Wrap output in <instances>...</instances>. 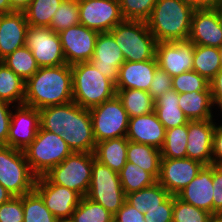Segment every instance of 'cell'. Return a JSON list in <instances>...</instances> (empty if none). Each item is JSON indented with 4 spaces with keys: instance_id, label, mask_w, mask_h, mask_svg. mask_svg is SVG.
Listing matches in <instances>:
<instances>
[{
    "instance_id": "obj_1",
    "label": "cell",
    "mask_w": 222,
    "mask_h": 222,
    "mask_svg": "<svg viewBox=\"0 0 222 222\" xmlns=\"http://www.w3.org/2000/svg\"><path fill=\"white\" fill-rule=\"evenodd\" d=\"M71 101H73L71 65L40 67L25 82V105L40 110Z\"/></svg>"
},
{
    "instance_id": "obj_2",
    "label": "cell",
    "mask_w": 222,
    "mask_h": 222,
    "mask_svg": "<svg viewBox=\"0 0 222 222\" xmlns=\"http://www.w3.org/2000/svg\"><path fill=\"white\" fill-rule=\"evenodd\" d=\"M193 12L180 0H157L146 23L157 43L188 40Z\"/></svg>"
},
{
    "instance_id": "obj_3",
    "label": "cell",
    "mask_w": 222,
    "mask_h": 222,
    "mask_svg": "<svg viewBox=\"0 0 222 222\" xmlns=\"http://www.w3.org/2000/svg\"><path fill=\"white\" fill-rule=\"evenodd\" d=\"M73 101L85 109L100 105L116 95L115 84L90 62L71 65Z\"/></svg>"
},
{
    "instance_id": "obj_4",
    "label": "cell",
    "mask_w": 222,
    "mask_h": 222,
    "mask_svg": "<svg viewBox=\"0 0 222 222\" xmlns=\"http://www.w3.org/2000/svg\"><path fill=\"white\" fill-rule=\"evenodd\" d=\"M109 33L120 47L125 61L143 62L155 57L157 42L146 21L123 20Z\"/></svg>"
},
{
    "instance_id": "obj_5",
    "label": "cell",
    "mask_w": 222,
    "mask_h": 222,
    "mask_svg": "<svg viewBox=\"0 0 222 222\" xmlns=\"http://www.w3.org/2000/svg\"><path fill=\"white\" fill-rule=\"evenodd\" d=\"M23 152L31 171L37 177L45 175L72 153L60 135L48 132L41 127L34 141Z\"/></svg>"
},
{
    "instance_id": "obj_6",
    "label": "cell",
    "mask_w": 222,
    "mask_h": 222,
    "mask_svg": "<svg viewBox=\"0 0 222 222\" xmlns=\"http://www.w3.org/2000/svg\"><path fill=\"white\" fill-rule=\"evenodd\" d=\"M94 153L72 152L59 165L51 168L44 176L51 182L77 192L81 197L88 193L91 182Z\"/></svg>"
},
{
    "instance_id": "obj_7",
    "label": "cell",
    "mask_w": 222,
    "mask_h": 222,
    "mask_svg": "<svg viewBox=\"0 0 222 222\" xmlns=\"http://www.w3.org/2000/svg\"><path fill=\"white\" fill-rule=\"evenodd\" d=\"M37 176L31 171L22 150L0 146V184L13 196L34 190Z\"/></svg>"
},
{
    "instance_id": "obj_8",
    "label": "cell",
    "mask_w": 222,
    "mask_h": 222,
    "mask_svg": "<svg viewBox=\"0 0 222 222\" xmlns=\"http://www.w3.org/2000/svg\"><path fill=\"white\" fill-rule=\"evenodd\" d=\"M91 174V182L86 197L100 204L114 215L126 200L119 173L95 159Z\"/></svg>"
},
{
    "instance_id": "obj_9",
    "label": "cell",
    "mask_w": 222,
    "mask_h": 222,
    "mask_svg": "<svg viewBox=\"0 0 222 222\" xmlns=\"http://www.w3.org/2000/svg\"><path fill=\"white\" fill-rule=\"evenodd\" d=\"M89 111L96 143L107 139L126 137L130 117L117 95L92 107Z\"/></svg>"
},
{
    "instance_id": "obj_10",
    "label": "cell",
    "mask_w": 222,
    "mask_h": 222,
    "mask_svg": "<svg viewBox=\"0 0 222 222\" xmlns=\"http://www.w3.org/2000/svg\"><path fill=\"white\" fill-rule=\"evenodd\" d=\"M25 46L32 52L39 68L66 64L59 34L50 27L29 26Z\"/></svg>"
},
{
    "instance_id": "obj_11",
    "label": "cell",
    "mask_w": 222,
    "mask_h": 222,
    "mask_svg": "<svg viewBox=\"0 0 222 222\" xmlns=\"http://www.w3.org/2000/svg\"><path fill=\"white\" fill-rule=\"evenodd\" d=\"M60 137L72 152L94 153L96 141L89 109L82 108L74 101L69 102L67 130Z\"/></svg>"
},
{
    "instance_id": "obj_12",
    "label": "cell",
    "mask_w": 222,
    "mask_h": 222,
    "mask_svg": "<svg viewBox=\"0 0 222 222\" xmlns=\"http://www.w3.org/2000/svg\"><path fill=\"white\" fill-rule=\"evenodd\" d=\"M34 190L58 220L71 219L72 213L82 198L67 187L51 183L44 175L36 178Z\"/></svg>"
},
{
    "instance_id": "obj_13",
    "label": "cell",
    "mask_w": 222,
    "mask_h": 222,
    "mask_svg": "<svg viewBox=\"0 0 222 222\" xmlns=\"http://www.w3.org/2000/svg\"><path fill=\"white\" fill-rule=\"evenodd\" d=\"M80 24L99 33L109 32L124 20L118 0H87L79 3Z\"/></svg>"
},
{
    "instance_id": "obj_14",
    "label": "cell",
    "mask_w": 222,
    "mask_h": 222,
    "mask_svg": "<svg viewBox=\"0 0 222 222\" xmlns=\"http://www.w3.org/2000/svg\"><path fill=\"white\" fill-rule=\"evenodd\" d=\"M58 34L66 64L73 65L91 60L99 32L77 24Z\"/></svg>"
},
{
    "instance_id": "obj_15",
    "label": "cell",
    "mask_w": 222,
    "mask_h": 222,
    "mask_svg": "<svg viewBox=\"0 0 222 222\" xmlns=\"http://www.w3.org/2000/svg\"><path fill=\"white\" fill-rule=\"evenodd\" d=\"M188 40L196 45L222 46L221 7L194 10Z\"/></svg>"
},
{
    "instance_id": "obj_16",
    "label": "cell",
    "mask_w": 222,
    "mask_h": 222,
    "mask_svg": "<svg viewBox=\"0 0 222 222\" xmlns=\"http://www.w3.org/2000/svg\"><path fill=\"white\" fill-rule=\"evenodd\" d=\"M7 146L24 151L35 139L40 128L39 109L21 104L13 106Z\"/></svg>"
},
{
    "instance_id": "obj_17",
    "label": "cell",
    "mask_w": 222,
    "mask_h": 222,
    "mask_svg": "<svg viewBox=\"0 0 222 222\" xmlns=\"http://www.w3.org/2000/svg\"><path fill=\"white\" fill-rule=\"evenodd\" d=\"M195 44L190 40L158 42L155 58L158 67L172 77L193 69Z\"/></svg>"
},
{
    "instance_id": "obj_18",
    "label": "cell",
    "mask_w": 222,
    "mask_h": 222,
    "mask_svg": "<svg viewBox=\"0 0 222 222\" xmlns=\"http://www.w3.org/2000/svg\"><path fill=\"white\" fill-rule=\"evenodd\" d=\"M204 165L194 159H161L157 182L176 196L198 174Z\"/></svg>"
},
{
    "instance_id": "obj_19",
    "label": "cell",
    "mask_w": 222,
    "mask_h": 222,
    "mask_svg": "<svg viewBox=\"0 0 222 222\" xmlns=\"http://www.w3.org/2000/svg\"><path fill=\"white\" fill-rule=\"evenodd\" d=\"M89 62L116 84L120 66L125 59L114 37L109 32H102L98 34L94 54Z\"/></svg>"
},
{
    "instance_id": "obj_20",
    "label": "cell",
    "mask_w": 222,
    "mask_h": 222,
    "mask_svg": "<svg viewBox=\"0 0 222 222\" xmlns=\"http://www.w3.org/2000/svg\"><path fill=\"white\" fill-rule=\"evenodd\" d=\"M214 120L188 122L187 158L197 160L203 165H212Z\"/></svg>"
},
{
    "instance_id": "obj_21",
    "label": "cell",
    "mask_w": 222,
    "mask_h": 222,
    "mask_svg": "<svg viewBox=\"0 0 222 222\" xmlns=\"http://www.w3.org/2000/svg\"><path fill=\"white\" fill-rule=\"evenodd\" d=\"M165 135L166 129L158 120L155 112L129 119L128 132L126 135L128 141L148 144L161 149L165 141Z\"/></svg>"
},
{
    "instance_id": "obj_22",
    "label": "cell",
    "mask_w": 222,
    "mask_h": 222,
    "mask_svg": "<svg viewBox=\"0 0 222 222\" xmlns=\"http://www.w3.org/2000/svg\"><path fill=\"white\" fill-rule=\"evenodd\" d=\"M28 27L24 12L0 14V61L25 46Z\"/></svg>"
},
{
    "instance_id": "obj_23",
    "label": "cell",
    "mask_w": 222,
    "mask_h": 222,
    "mask_svg": "<svg viewBox=\"0 0 222 222\" xmlns=\"http://www.w3.org/2000/svg\"><path fill=\"white\" fill-rule=\"evenodd\" d=\"M176 196L213 215L212 165H204L197 176Z\"/></svg>"
},
{
    "instance_id": "obj_24",
    "label": "cell",
    "mask_w": 222,
    "mask_h": 222,
    "mask_svg": "<svg viewBox=\"0 0 222 222\" xmlns=\"http://www.w3.org/2000/svg\"><path fill=\"white\" fill-rule=\"evenodd\" d=\"M157 68L155 57L143 62L125 61L120 66L115 88L138 89L148 92Z\"/></svg>"
},
{
    "instance_id": "obj_25",
    "label": "cell",
    "mask_w": 222,
    "mask_h": 222,
    "mask_svg": "<svg viewBox=\"0 0 222 222\" xmlns=\"http://www.w3.org/2000/svg\"><path fill=\"white\" fill-rule=\"evenodd\" d=\"M179 107L189 121L213 120L210 86L205 91L179 93Z\"/></svg>"
},
{
    "instance_id": "obj_26",
    "label": "cell",
    "mask_w": 222,
    "mask_h": 222,
    "mask_svg": "<svg viewBox=\"0 0 222 222\" xmlns=\"http://www.w3.org/2000/svg\"><path fill=\"white\" fill-rule=\"evenodd\" d=\"M128 139L119 137L96 143V160L119 173L127 162Z\"/></svg>"
},
{
    "instance_id": "obj_27",
    "label": "cell",
    "mask_w": 222,
    "mask_h": 222,
    "mask_svg": "<svg viewBox=\"0 0 222 222\" xmlns=\"http://www.w3.org/2000/svg\"><path fill=\"white\" fill-rule=\"evenodd\" d=\"M154 112L166 130L186 125L189 122L179 107L178 93L173 89L155 100Z\"/></svg>"
},
{
    "instance_id": "obj_28",
    "label": "cell",
    "mask_w": 222,
    "mask_h": 222,
    "mask_svg": "<svg viewBox=\"0 0 222 222\" xmlns=\"http://www.w3.org/2000/svg\"><path fill=\"white\" fill-rule=\"evenodd\" d=\"M161 150L148 145L128 142L127 162L138 165L145 172L151 173L156 179L160 173Z\"/></svg>"
},
{
    "instance_id": "obj_29",
    "label": "cell",
    "mask_w": 222,
    "mask_h": 222,
    "mask_svg": "<svg viewBox=\"0 0 222 222\" xmlns=\"http://www.w3.org/2000/svg\"><path fill=\"white\" fill-rule=\"evenodd\" d=\"M220 58V48L195 44L192 70L210 82L222 69Z\"/></svg>"
},
{
    "instance_id": "obj_30",
    "label": "cell",
    "mask_w": 222,
    "mask_h": 222,
    "mask_svg": "<svg viewBox=\"0 0 222 222\" xmlns=\"http://www.w3.org/2000/svg\"><path fill=\"white\" fill-rule=\"evenodd\" d=\"M116 95L130 118L154 112L155 101L147 91L116 89Z\"/></svg>"
},
{
    "instance_id": "obj_31",
    "label": "cell",
    "mask_w": 222,
    "mask_h": 222,
    "mask_svg": "<svg viewBox=\"0 0 222 222\" xmlns=\"http://www.w3.org/2000/svg\"><path fill=\"white\" fill-rule=\"evenodd\" d=\"M171 194L158 182L154 185L126 194V201L139 212L146 213L148 209L164 203Z\"/></svg>"
},
{
    "instance_id": "obj_32",
    "label": "cell",
    "mask_w": 222,
    "mask_h": 222,
    "mask_svg": "<svg viewBox=\"0 0 222 222\" xmlns=\"http://www.w3.org/2000/svg\"><path fill=\"white\" fill-rule=\"evenodd\" d=\"M25 81L0 61V100L24 104Z\"/></svg>"
},
{
    "instance_id": "obj_33",
    "label": "cell",
    "mask_w": 222,
    "mask_h": 222,
    "mask_svg": "<svg viewBox=\"0 0 222 222\" xmlns=\"http://www.w3.org/2000/svg\"><path fill=\"white\" fill-rule=\"evenodd\" d=\"M188 124L166 130L161 159L187 158Z\"/></svg>"
},
{
    "instance_id": "obj_34",
    "label": "cell",
    "mask_w": 222,
    "mask_h": 222,
    "mask_svg": "<svg viewBox=\"0 0 222 222\" xmlns=\"http://www.w3.org/2000/svg\"><path fill=\"white\" fill-rule=\"evenodd\" d=\"M119 178L125 195L150 187L157 182L151 173L145 172L138 165L130 162H126L123 166L119 172Z\"/></svg>"
},
{
    "instance_id": "obj_35",
    "label": "cell",
    "mask_w": 222,
    "mask_h": 222,
    "mask_svg": "<svg viewBox=\"0 0 222 222\" xmlns=\"http://www.w3.org/2000/svg\"><path fill=\"white\" fill-rule=\"evenodd\" d=\"M1 61L25 82L39 69L36 59L27 46L16 49Z\"/></svg>"
},
{
    "instance_id": "obj_36",
    "label": "cell",
    "mask_w": 222,
    "mask_h": 222,
    "mask_svg": "<svg viewBox=\"0 0 222 222\" xmlns=\"http://www.w3.org/2000/svg\"><path fill=\"white\" fill-rule=\"evenodd\" d=\"M63 0H33L23 11L32 27H49L54 13Z\"/></svg>"
},
{
    "instance_id": "obj_37",
    "label": "cell",
    "mask_w": 222,
    "mask_h": 222,
    "mask_svg": "<svg viewBox=\"0 0 222 222\" xmlns=\"http://www.w3.org/2000/svg\"><path fill=\"white\" fill-rule=\"evenodd\" d=\"M23 222H58L45 206L41 196L32 190L23 195Z\"/></svg>"
},
{
    "instance_id": "obj_38",
    "label": "cell",
    "mask_w": 222,
    "mask_h": 222,
    "mask_svg": "<svg viewBox=\"0 0 222 222\" xmlns=\"http://www.w3.org/2000/svg\"><path fill=\"white\" fill-rule=\"evenodd\" d=\"M113 217L114 215L103 206L84 196L72 213L71 220L73 222H114Z\"/></svg>"
},
{
    "instance_id": "obj_39",
    "label": "cell",
    "mask_w": 222,
    "mask_h": 222,
    "mask_svg": "<svg viewBox=\"0 0 222 222\" xmlns=\"http://www.w3.org/2000/svg\"><path fill=\"white\" fill-rule=\"evenodd\" d=\"M40 127L48 132L61 135L67 130L68 103L55 105L39 110Z\"/></svg>"
},
{
    "instance_id": "obj_40",
    "label": "cell",
    "mask_w": 222,
    "mask_h": 222,
    "mask_svg": "<svg viewBox=\"0 0 222 222\" xmlns=\"http://www.w3.org/2000/svg\"><path fill=\"white\" fill-rule=\"evenodd\" d=\"M77 24H80L79 3L72 0H63L54 13L49 27L54 32L59 33Z\"/></svg>"
},
{
    "instance_id": "obj_41",
    "label": "cell",
    "mask_w": 222,
    "mask_h": 222,
    "mask_svg": "<svg viewBox=\"0 0 222 222\" xmlns=\"http://www.w3.org/2000/svg\"><path fill=\"white\" fill-rule=\"evenodd\" d=\"M212 214L174 196L172 222H211Z\"/></svg>"
},
{
    "instance_id": "obj_42",
    "label": "cell",
    "mask_w": 222,
    "mask_h": 222,
    "mask_svg": "<svg viewBox=\"0 0 222 222\" xmlns=\"http://www.w3.org/2000/svg\"><path fill=\"white\" fill-rule=\"evenodd\" d=\"M209 86L210 82L194 70L172 77V89L178 94L205 91Z\"/></svg>"
},
{
    "instance_id": "obj_43",
    "label": "cell",
    "mask_w": 222,
    "mask_h": 222,
    "mask_svg": "<svg viewBox=\"0 0 222 222\" xmlns=\"http://www.w3.org/2000/svg\"><path fill=\"white\" fill-rule=\"evenodd\" d=\"M124 20L146 21L157 0H118Z\"/></svg>"
},
{
    "instance_id": "obj_44",
    "label": "cell",
    "mask_w": 222,
    "mask_h": 222,
    "mask_svg": "<svg viewBox=\"0 0 222 222\" xmlns=\"http://www.w3.org/2000/svg\"><path fill=\"white\" fill-rule=\"evenodd\" d=\"M23 196H13L0 205V222H23Z\"/></svg>"
},
{
    "instance_id": "obj_45",
    "label": "cell",
    "mask_w": 222,
    "mask_h": 222,
    "mask_svg": "<svg viewBox=\"0 0 222 222\" xmlns=\"http://www.w3.org/2000/svg\"><path fill=\"white\" fill-rule=\"evenodd\" d=\"M173 207L174 195H171L164 203L147 210L146 222H172Z\"/></svg>"
},
{
    "instance_id": "obj_46",
    "label": "cell",
    "mask_w": 222,
    "mask_h": 222,
    "mask_svg": "<svg viewBox=\"0 0 222 222\" xmlns=\"http://www.w3.org/2000/svg\"><path fill=\"white\" fill-rule=\"evenodd\" d=\"M170 90H172V76L158 67L154 72V78L151 82L148 93L155 101L165 92Z\"/></svg>"
},
{
    "instance_id": "obj_47",
    "label": "cell",
    "mask_w": 222,
    "mask_h": 222,
    "mask_svg": "<svg viewBox=\"0 0 222 222\" xmlns=\"http://www.w3.org/2000/svg\"><path fill=\"white\" fill-rule=\"evenodd\" d=\"M213 215L222 210V166L212 165Z\"/></svg>"
},
{
    "instance_id": "obj_48",
    "label": "cell",
    "mask_w": 222,
    "mask_h": 222,
    "mask_svg": "<svg viewBox=\"0 0 222 222\" xmlns=\"http://www.w3.org/2000/svg\"><path fill=\"white\" fill-rule=\"evenodd\" d=\"M114 222H146L144 213L139 212L126 200L122 207L114 214Z\"/></svg>"
},
{
    "instance_id": "obj_49",
    "label": "cell",
    "mask_w": 222,
    "mask_h": 222,
    "mask_svg": "<svg viewBox=\"0 0 222 222\" xmlns=\"http://www.w3.org/2000/svg\"><path fill=\"white\" fill-rule=\"evenodd\" d=\"M10 105L12 106V104L0 100V146H7L12 114Z\"/></svg>"
},
{
    "instance_id": "obj_50",
    "label": "cell",
    "mask_w": 222,
    "mask_h": 222,
    "mask_svg": "<svg viewBox=\"0 0 222 222\" xmlns=\"http://www.w3.org/2000/svg\"><path fill=\"white\" fill-rule=\"evenodd\" d=\"M212 165L222 166V124L216 125L214 130Z\"/></svg>"
},
{
    "instance_id": "obj_51",
    "label": "cell",
    "mask_w": 222,
    "mask_h": 222,
    "mask_svg": "<svg viewBox=\"0 0 222 222\" xmlns=\"http://www.w3.org/2000/svg\"><path fill=\"white\" fill-rule=\"evenodd\" d=\"M213 105H217L222 112V69L210 81Z\"/></svg>"
},
{
    "instance_id": "obj_52",
    "label": "cell",
    "mask_w": 222,
    "mask_h": 222,
    "mask_svg": "<svg viewBox=\"0 0 222 222\" xmlns=\"http://www.w3.org/2000/svg\"><path fill=\"white\" fill-rule=\"evenodd\" d=\"M180 1L192 7L194 10L209 8L216 5V0H180Z\"/></svg>"
},
{
    "instance_id": "obj_53",
    "label": "cell",
    "mask_w": 222,
    "mask_h": 222,
    "mask_svg": "<svg viewBox=\"0 0 222 222\" xmlns=\"http://www.w3.org/2000/svg\"><path fill=\"white\" fill-rule=\"evenodd\" d=\"M33 0H9L11 9L16 12H23Z\"/></svg>"
},
{
    "instance_id": "obj_54",
    "label": "cell",
    "mask_w": 222,
    "mask_h": 222,
    "mask_svg": "<svg viewBox=\"0 0 222 222\" xmlns=\"http://www.w3.org/2000/svg\"><path fill=\"white\" fill-rule=\"evenodd\" d=\"M13 195L0 184V205L8 202Z\"/></svg>"
},
{
    "instance_id": "obj_55",
    "label": "cell",
    "mask_w": 222,
    "mask_h": 222,
    "mask_svg": "<svg viewBox=\"0 0 222 222\" xmlns=\"http://www.w3.org/2000/svg\"><path fill=\"white\" fill-rule=\"evenodd\" d=\"M14 12L11 9L9 0H0V14H8Z\"/></svg>"
},
{
    "instance_id": "obj_56",
    "label": "cell",
    "mask_w": 222,
    "mask_h": 222,
    "mask_svg": "<svg viewBox=\"0 0 222 222\" xmlns=\"http://www.w3.org/2000/svg\"><path fill=\"white\" fill-rule=\"evenodd\" d=\"M211 222H222V218L218 215H213L211 218Z\"/></svg>"
},
{
    "instance_id": "obj_57",
    "label": "cell",
    "mask_w": 222,
    "mask_h": 222,
    "mask_svg": "<svg viewBox=\"0 0 222 222\" xmlns=\"http://www.w3.org/2000/svg\"><path fill=\"white\" fill-rule=\"evenodd\" d=\"M216 5L222 7V0H216Z\"/></svg>"
},
{
    "instance_id": "obj_58",
    "label": "cell",
    "mask_w": 222,
    "mask_h": 222,
    "mask_svg": "<svg viewBox=\"0 0 222 222\" xmlns=\"http://www.w3.org/2000/svg\"><path fill=\"white\" fill-rule=\"evenodd\" d=\"M58 222H73L71 219L59 220Z\"/></svg>"
},
{
    "instance_id": "obj_59",
    "label": "cell",
    "mask_w": 222,
    "mask_h": 222,
    "mask_svg": "<svg viewBox=\"0 0 222 222\" xmlns=\"http://www.w3.org/2000/svg\"><path fill=\"white\" fill-rule=\"evenodd\" d=\"M74 1L75 3H81V2H84V1H87V0H72Z\"/></svg>"
},
{
    "instance_id": "obj_60",
    "label": "cell",
    "mask_w": 222,
    "mask_h": 222,
    "mask_svg": "<svg viewBox=\"0 0 222 222\" xmlns=\"http://www.w3.org/2000/svg\"><path fill=\"white\" fill-rule=\"evenodd\" d=\"M220 56H221V63H222V46L220 47Z\"/></svg>"
},
{
    "instance_id": "obj_61",
    "label": "cell",
    "mask_w": 222,
    "mask_h": 222,
    "mask_svg": "<svg viewBox=\"0 0 222 222\" xmlns=\"http://www.w3.org/2000/svg\"><path fill=\"white\" fill-rule=\"evenodd\" d=\"M218 216L222 218V210L218 213Z\"/></svg>"
}]
</instances>
